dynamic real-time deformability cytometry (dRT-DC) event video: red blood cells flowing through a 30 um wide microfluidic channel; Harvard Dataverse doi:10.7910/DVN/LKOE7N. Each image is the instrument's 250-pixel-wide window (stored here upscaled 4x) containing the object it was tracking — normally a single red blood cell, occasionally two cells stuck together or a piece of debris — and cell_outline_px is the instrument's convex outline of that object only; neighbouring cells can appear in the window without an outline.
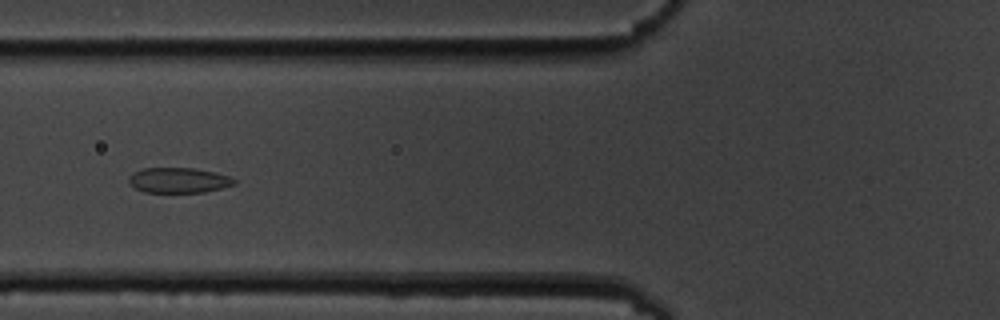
{"species": "common noctule bat (a hibernating species)", "species_latin": "Nyctalus noctula", "temperature_condition": "cold", "stored_images_in_passage": 9, "camera_frame_rate_fps": 3000, "um_per_image_px": 0.085, "animal": {"sex": "male", "body_mass_g": 19.5, "forearm_length_mm": 54.6}, "frame": {"image": 1, "passage_image": 2, "time_ms": 1.333, "image_size_px": [1000, 320], "cell_outline_px": [[236, 184], [204, 192], [144, 192], [136, 188], [128, 180], [128, 176], [132, 172], [144, 168], [192, 168], [212, 172], [228, 176], [236, 180]], "centroid_in_image_um": [15.15, 15.32], "position_along_channel_um": 110.6, "area_um2": 15.32}}
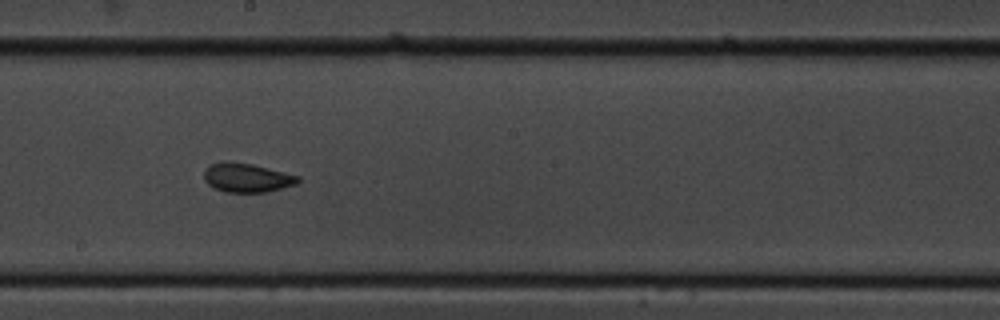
{"frame": {"image": 2, "passage_image": 5, "time_ms": 4.667, "image_size_px": [1000, 320], "cell_outline_px": [[300, 180], [296, 184], [268, 192], [224, 192], [208, 184], [204, 180], [204, 168], [212, 164], [224, 160], [228, 160], [252, 164], [300, 176]], "centroid_in_image_um": [20.97, 15.09], "position_along_channel_um": 227.2, "area_um2": 16.01}}
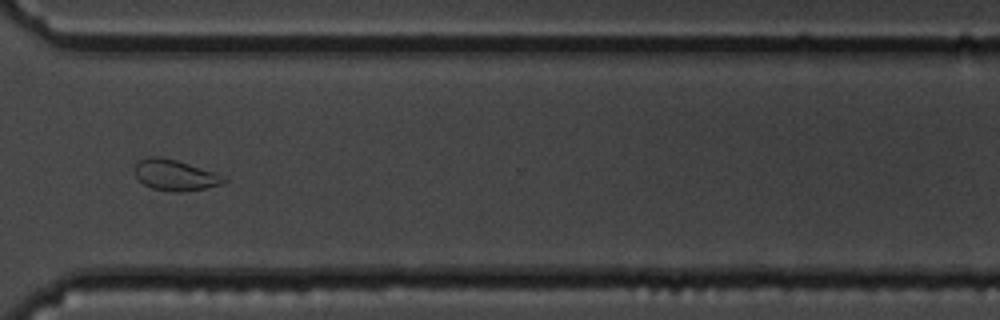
{"frame": {"image": 3, "passage_image": 8, "time_ms": 8.333, "image_size_px": [1000, 320], "cell_outline_px": [[228, 180], [220, 184], [204, 188], [180, 192], [168, 192], [152, 188], [144, 184], [136, 176], [136, 164], [140, 160], [148, 156], [160, 156], [176, 160], [228, 176]], "centroid_in_image_um": [14.91, 14.88], "position_along_channel_um": 355.7, "area_um2": 16.01}}